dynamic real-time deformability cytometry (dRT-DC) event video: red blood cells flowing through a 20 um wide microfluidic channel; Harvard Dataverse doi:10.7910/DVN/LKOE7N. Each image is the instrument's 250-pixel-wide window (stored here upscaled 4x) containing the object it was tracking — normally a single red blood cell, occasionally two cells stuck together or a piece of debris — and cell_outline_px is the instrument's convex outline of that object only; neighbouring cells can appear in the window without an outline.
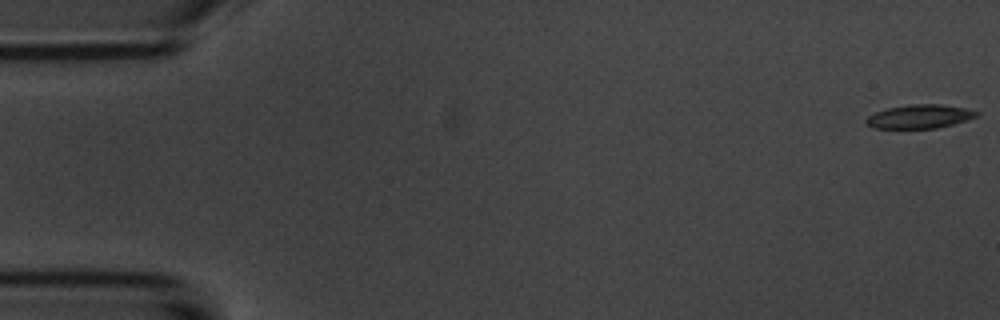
{"species": "common noctule bat (a hibernating species)", "species_latin": "Nyctalus noctula", "temperature_condition": "room temperature", "stored_images_in_passage": 4, "camera_frame_rate_fps": 3000, "um_per_image_px": 0.085, "animal": {"sex": "male", "body_mass_g": 20.1, "forearm_length_mm": 53.5}, "frame": {"image": 1, "passage_image": 1, "time_ms": 0.0, "image_size_px": [1000, 320], "cell_outline_px": [[980, 112], [976, 116], [952, 124], [936, 128], [872, 128], [864, 120], [868, 116], [876, 112], [888, 108], [912, 104], [940, 104], [964, 108]], "centroid_in_image_um": [78.13, 9.9], "position_along_channel_um": 6.9, "area_um2": 14.97}}